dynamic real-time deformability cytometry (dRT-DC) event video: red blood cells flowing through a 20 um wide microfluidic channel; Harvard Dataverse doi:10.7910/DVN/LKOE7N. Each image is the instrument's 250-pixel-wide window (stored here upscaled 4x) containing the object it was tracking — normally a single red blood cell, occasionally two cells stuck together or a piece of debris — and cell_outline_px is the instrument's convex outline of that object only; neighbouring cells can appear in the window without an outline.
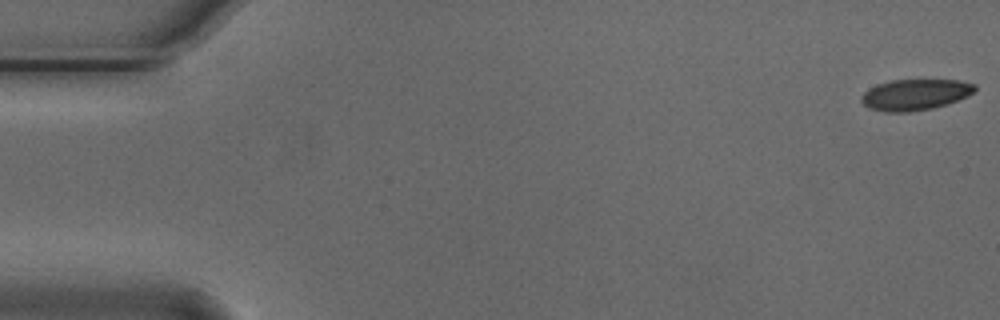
{"species": "Egyptian fruit bat (a non-hibernating species)", "species_latin": "Rousettus aegyptiacus", "temperature_condition": "cold", "stored_images_in_passage": 55, "camera_frame_rate_fps": 3000, "um_per_image_px": 0.085, "animal": {"sex": "male"}, "frame": {"image": 1, "passage_image": 1, "time_ms": 0.0, "image_size_px": [1000, 320], "cell_outline_px": [[976, 88], [968, 96], [932, 108], [908, 112], [884, 112], [868, 108], [860, 100], [860, 96], [864, 92], [880, 84], [892, 80], [960, 80], [976, 84]], "centroid_in_image_um": [77.77, 8.05], "position_along_channel_um": 7.2, "area_um2": 20.29}}
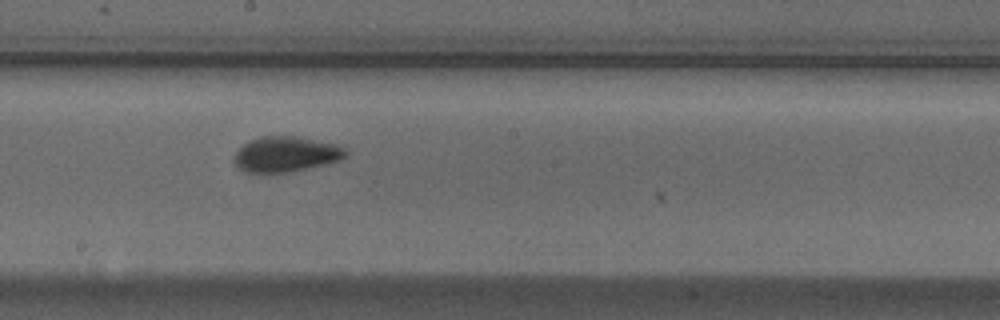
{"frame": {"image": 2, "passage_image": 30, "time_ms": 9.667, "image_size_px": [1000, 320], "cell_outline_px": [[348, 156], [340, 160], [292, 172], [244, 172], [236, 168], [232, 160], [232, 156], [248, 140], [260, 136], [296, 136], [340, 144], [348, 152]], "centroid_in_image_um": [24.29, 13.1], "position_along_channel_um": 223.9, "area_um2": 23.41}}
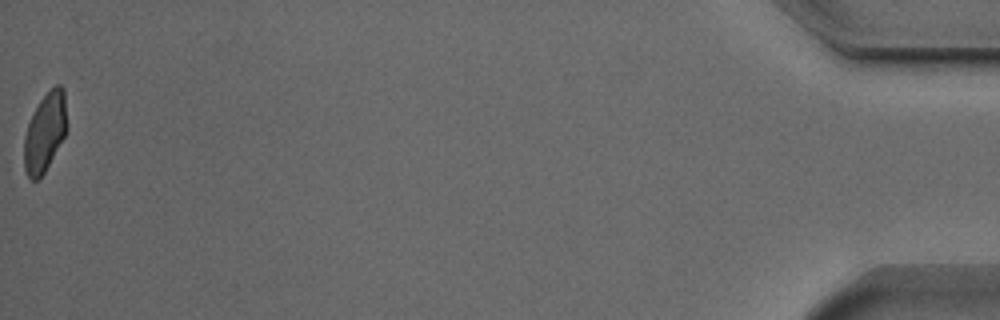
{"frame": {"image": 3, "passage_image": 55, "time_ms": 18.0, "image_size_px": [1000, 320], "cell_outline_px": [[68, 128], [64, 136], [44, 172], [36, 180], [32, 180], [28, 176], [24, 168], [24, 136], [32, 112], [40, 100], [56, 84], [60, 84], [64, 88], [68, 124]], "centroid_in_image_um": [3.83, 11.19], "position_along_channel_um": 431.4, "area_um2": 19.65}, "authors_computed_cell_mechanics": {"area_um2": 21.3282, "velocity_mm_per_s": 3.7404, "shape_relaxation_time_tau1_ms": 2.392, "shape_relaxation_time_tau2_ms": 0.8483, "deformation_change_tau1": 0.1006, "deformation_change_tau2": 0.0574}}